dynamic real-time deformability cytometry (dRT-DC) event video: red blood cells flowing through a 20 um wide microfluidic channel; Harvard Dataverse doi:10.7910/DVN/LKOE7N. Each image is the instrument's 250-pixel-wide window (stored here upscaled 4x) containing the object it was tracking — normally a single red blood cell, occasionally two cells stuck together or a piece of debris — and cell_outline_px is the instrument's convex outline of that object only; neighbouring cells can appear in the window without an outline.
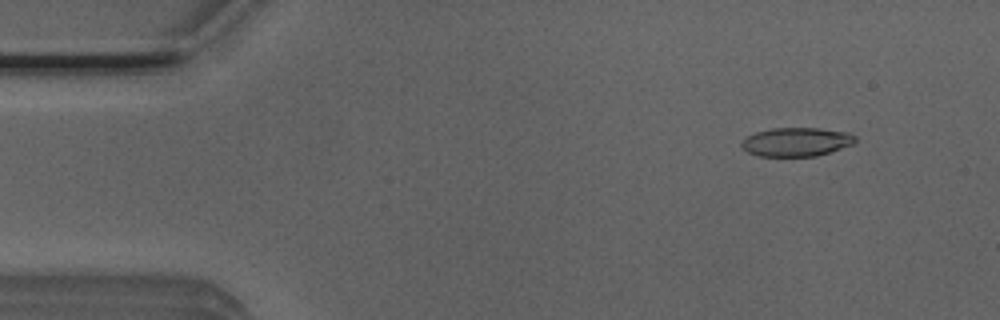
{"species": "Egyptian fruit bat (a non-hibernating species)", "species_latin": "Rousettus aegyptiacus", "temperature_condition": "room temperature", "stored_images_in_passage": 12, "camera_frame_rate_fps": 3000, "um_per_image_px": 0.085, "animal": {"sex": "male"}, "frame": {"image": 1, "passage_image": 4, "time_ms": 1.0, "image_size_px": [1000, 320], "cell_outline_px": [[856, 140], [852, 144], [816, 156], [760, 156], [748, 152], [740, 148], [740, 144], [748, 136], [756, 132], [772, 128], [820, 128], [848, 132], [856, 136]], "centroid_in_image_um": [67.68, 12.05], "position_along_channel_um": 17.3, "area_um2": 18.96}}